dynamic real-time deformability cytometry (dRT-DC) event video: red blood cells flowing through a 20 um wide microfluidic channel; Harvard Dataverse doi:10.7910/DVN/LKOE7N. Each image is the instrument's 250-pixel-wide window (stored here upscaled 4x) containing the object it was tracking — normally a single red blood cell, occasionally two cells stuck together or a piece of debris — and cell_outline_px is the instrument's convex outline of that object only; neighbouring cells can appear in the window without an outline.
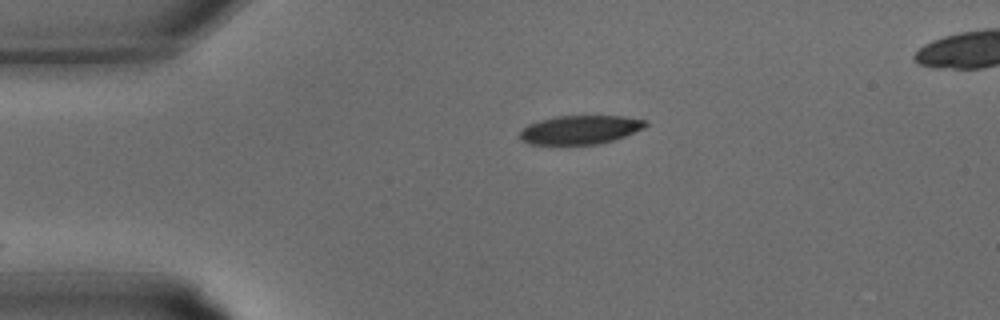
{"species": "common noctule bat (a hibernating species)", "species_latin": "Nyctalus noctula", "temperature_condition": "warm", "stored_images_in_passage": 19, "camera_frame_rate_fps": 3000, "um_per_image_px": 0.085, "animal": {"sex": "male", "body_mass_g": 15.6}, "frame": {"image": 1, "passage_image": 1, "time_ms": 0.0, "image_size_px": [1000, 320], "cell_outline_px": [[648, 124], [644, 128], [616, 140], [600, 144], [528, 144], [520, 140], [520, 132], [528, 124], [552, 116], [624, 116], [648, 120]], "centroid_in_image_um": [49.34, 11.02], "position_along_channel_um": 35.7, "area_um2": 21.27}}
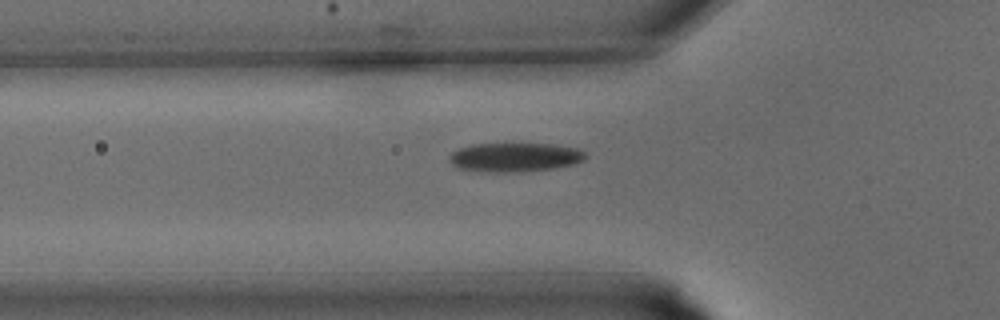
{"frame": {"image": 2, "passage_image": 5, "time_ms": 1.333, "image_size_px": [1000, 320], "cell_outline_px": [[588, 156], [584, 160], [576, 164], [556, 168], [524, 172], [480, 172], [456, 168], [448, 160], [448, 156], [456, 148], [472, 144], [552, 144], [576, 148], [584, 152]], "centroid_in_image_um": [43.73, 13.38], "position_along_channel_um": 82.1, "area_um2": 23.52}}
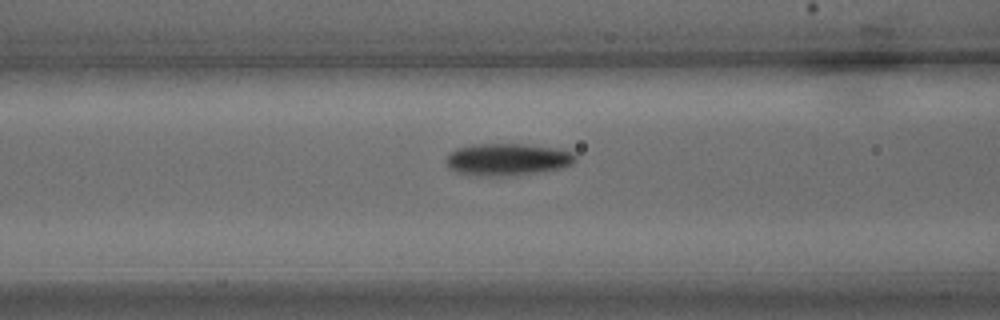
{"frame": {"image": 3, "passage_image": 7, "time_ms": 2.0, "image_size_px": [1000, 320], "cell_outline_px": [[576, 160], [572, 164], [564, 168], [544, 172], [512, 176], [468, 176], [456, 172], [448, 168], [444, 160], [456, 148], [472, 144], [524, 144], [560, 148], [572, 152], [576, 156]], "centroid_in_image_um": [43.14, 13.57], "position_along_channel_um": 123.5, "area_um2": 24.91}}